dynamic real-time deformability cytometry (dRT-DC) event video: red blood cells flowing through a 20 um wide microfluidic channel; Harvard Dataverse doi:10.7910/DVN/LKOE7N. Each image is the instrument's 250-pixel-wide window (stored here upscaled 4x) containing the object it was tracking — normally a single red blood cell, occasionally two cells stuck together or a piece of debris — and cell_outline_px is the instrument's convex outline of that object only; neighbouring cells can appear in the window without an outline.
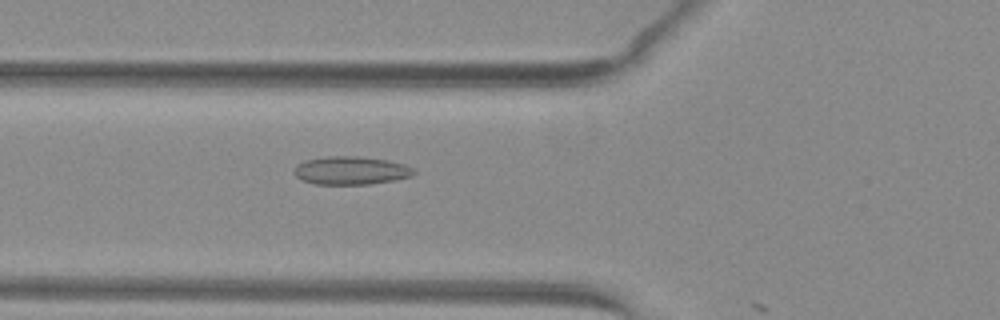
{"species": "common noctule bat (a hibernating species)", "species_latin": "Nyctalus noctula", "temperature_condition": "warm", "stored_images_in_passage": 17, "camera_frame_rate_fps": 3000, "um_per_image_px": 0.085, "animal": {"sex": "female", "body_mass_g": 29.2, "forearm_length_mm": 56.3}, "frame": {"image": 1, "passage_image": 16, "time_ms": 5.0, "image_size_px": [1000, 320], "cell_outline_px": [[416, 172], [412, 176], [396, 180], [368, 184], [316, 184], [300, 180], [292, 172], [300, 164], [308, 160], [328, 156], [356, 156], [388, 160], [404, 164], [412, 168]], "centroid_in_image_um": [29.85, 14.5], "position_along_channel_um": 95.9, "area_um2": 19.54}}